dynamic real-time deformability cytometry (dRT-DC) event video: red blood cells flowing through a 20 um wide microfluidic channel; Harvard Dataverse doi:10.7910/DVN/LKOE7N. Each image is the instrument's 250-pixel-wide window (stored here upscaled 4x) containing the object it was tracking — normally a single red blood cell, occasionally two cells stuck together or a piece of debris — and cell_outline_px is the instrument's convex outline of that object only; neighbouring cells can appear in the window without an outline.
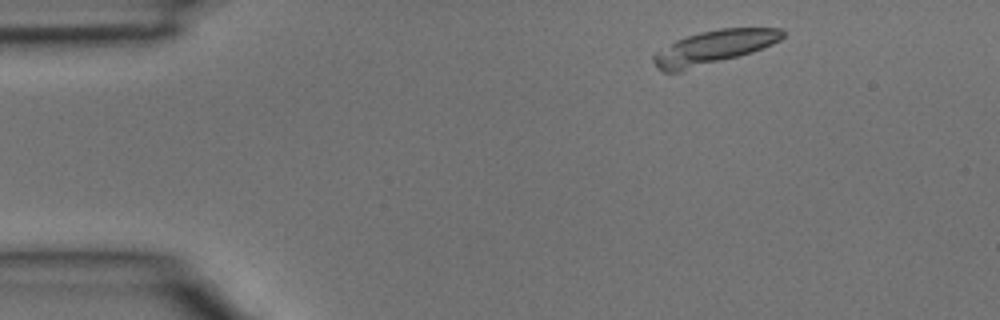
{"species": "common noctule bat (a hibernating species)", "species_latin": "Nyctalus noctula", "temperature_condition": "room temperature", "stored_images_in_passage": 2, "camera_frame_rate_fps": 3000, "um_per_image_px": 0.085, "animal": {"sex": "male", "body_mass_g": 15.6}, "frame": {"image": 1, "passage_image": 1, "time_ms": 0.0, "image_size_px": [1000, 320], "cell_outline_px": [[784, 36], [780, 40], [772, 44], [752, 52], [680, 72], [664, 72], [656, 68], [652, 60], [652, 56], [656, 52], [676, 40], [700, 32], [720, 28], [780, 28], [784, 32]], "centroid_in_image_um": [60.63, 4.03], "position_along_channel_um": 24.4, "area_um2": 25.14}}